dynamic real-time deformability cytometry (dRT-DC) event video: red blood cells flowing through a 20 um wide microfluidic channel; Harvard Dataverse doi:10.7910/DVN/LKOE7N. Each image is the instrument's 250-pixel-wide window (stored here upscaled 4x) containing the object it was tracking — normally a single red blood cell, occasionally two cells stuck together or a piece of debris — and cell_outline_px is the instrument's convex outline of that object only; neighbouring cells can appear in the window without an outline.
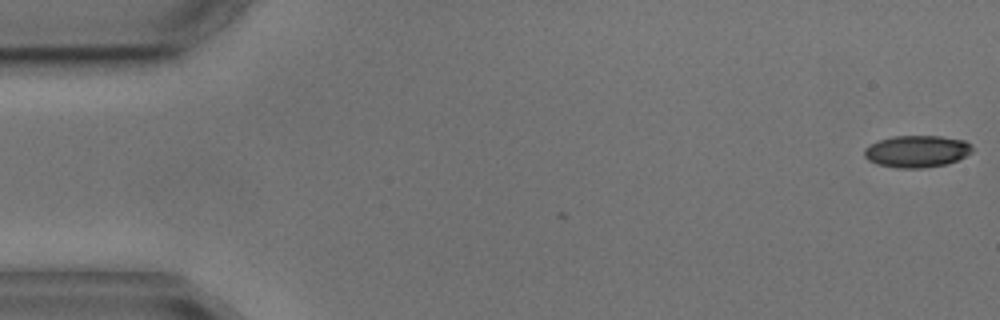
{"species": "common noctule bat (a hibernating species)", "species_latin": "Nyctalus noctula", "temperature_condition": "cold", "stored_images_in_passage": 8, "camera_frame_rate_fps": 3000, "um_per_image_px": 0.085, "animal": {"sex": "male", "body_mass_g": 17.9, "forearm_length_mm": 54.2}, "frame": {"image": 1, "passage_image": 1, "time_ms": 0.0, "image_size_px": [1000, 320], "cell_outline_px": [[972, 152], [956, 160], [944, 164], [924, 168], [896, 168], [876, 164], [868, 160], [864, 156], [864, 148], [880, 140], [892, 136], [940, 136], [964, 140], [972, 144]], "centroid_in_image_um": [77.91, 12.86], "position_along_channel_um": 7.1, "area_um2": 20.06}}
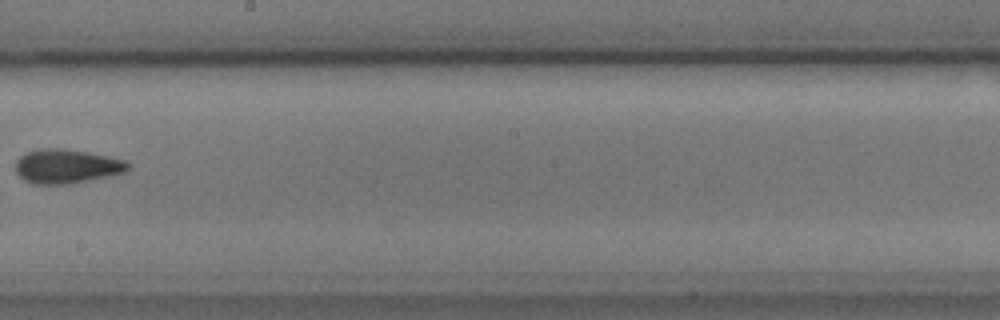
{"frame": {"image": 2, "passage_image": 7, "time_ms": 10.0, "image_size_px": [1000, 320], "cell_outline_px": [[128, 168], [124, 172], [108, 176], [72, 184], [32, 184], [24, 180], [16, 172], [16, 160], [20, 156], [28, 152], [40, 148], [60, 148], [88, 152], [108, 156], [124, 160], [128, 164]], "centroid_in_image_um": [5.63, 14.14], "position_along_channel_um": 242.6, "area_um2": 22.31}}
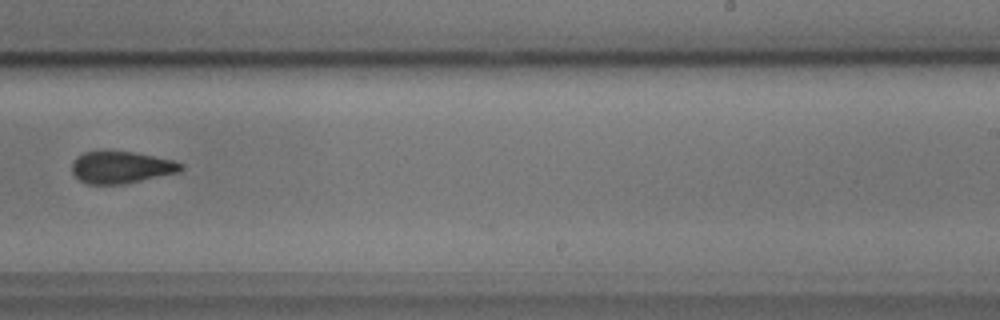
{"frame": {"image": 3, "passage_image": 8, "time_ms": 11.0, "image_size_px": [1000, 320], "cell_outline_px": [[184, 168], [180, 172], [124, 184], [88, 184], [80, 180], [72, 172], [72, 160], [76, 156], [84, 152], [104, 148], [136, 152], [172, 160], [184, 164]], "centroid_in_image_um": [10.27, 14.18], "position_along_channel_um": 278.7, "area_um2": 21.04}}